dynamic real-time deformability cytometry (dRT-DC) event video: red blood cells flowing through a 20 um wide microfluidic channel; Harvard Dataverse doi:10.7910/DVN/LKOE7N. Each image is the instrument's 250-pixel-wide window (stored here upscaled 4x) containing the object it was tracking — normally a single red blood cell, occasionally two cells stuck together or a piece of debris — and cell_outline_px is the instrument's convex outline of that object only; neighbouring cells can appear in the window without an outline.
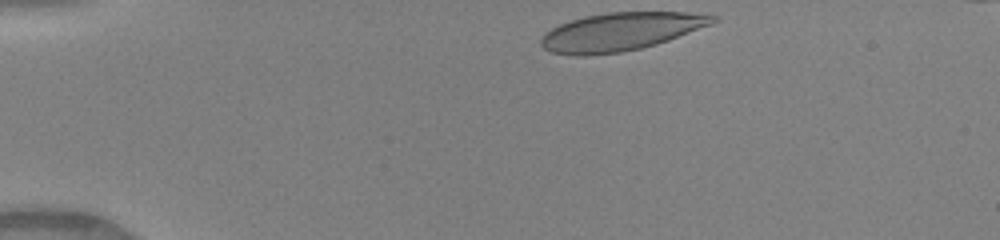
{"species": "human", "species_latin": "Homo sapiens", "temperature_condition": "warm", "stored_images_in_passage": 41, "camera_frame_rate_fps": 3000, "um_per_image_px": 0.085, "donor": {"sex": "female"}, "frame": {"image": 1, "passage_image": 1, "time_ms": 0.0, "image_size_px": [1000, 240], "cell_outline_px": [[720, 20], [712, 24], [668, 40], [656, 44], [640, 48], [620, 52], [584, 56], [576, 56], [552, 52], [544, 48], [540, 44], [540, 40], [552, 28], [560, 24], [584, 16], [608, 12], [684, 12], [720, 16]], "centroid_in_image_um": [52.79, 2.69], "position_along_channel_um": 32.2, "area_um2": 37.92}}
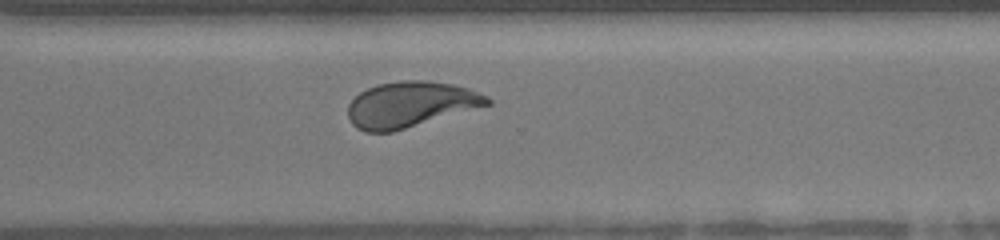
{"frame": {"image": 2, "passage_image": 28, "time_ms": 9.0, "image_size_px": [1000, 240], "cell_outline_px": [[492, 104], [392, 132], [368, 132], [356, 128], [352, 124], [348, 116], [348, 104], [360, 92], [368, 88], [380, 84], [404, 80], [428, 80], [452, 84], [468, 88], [488, 96], [492, 100]], "centroid_in_image_um": [34.9, 8.88], "position_along_channel_um": 335.7, "area_um2": 36.99}}
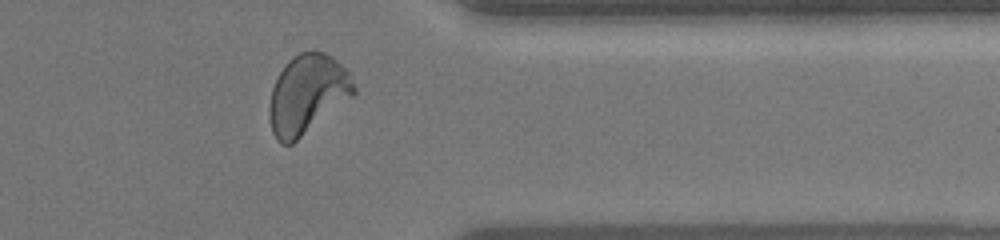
{"frame": {"image": 3, "passage_image": 32, "time_ms": 10.333, "image_size_px": [1000, 240], "cell_outline_px": [[356, 92], [352, 96], [292, 144], [280, 144], [276, 140], [272, 132], [268, 112], [268, 108], [272, 88], [280, 72], [288, 60], [292, 56], [300, 52], [324, 52], [332, 56], [352, 76], [356, 88]], "centroid_in_image_um": [26.1, 8.02], "position_along_channel_um": 385.3, "area_um2": 38.67}, "authors_computed_cell_mechanics": {"area_um2": 37.6278, "velocity_mm_per_s": 4.1175, "shape_relaxation_time_tau1_ms": 4.9918, "shape_relaxation_time_tau2_ms": null, "deformation_change_tau1": 0.1927, "deformation_change_tau2": null}}